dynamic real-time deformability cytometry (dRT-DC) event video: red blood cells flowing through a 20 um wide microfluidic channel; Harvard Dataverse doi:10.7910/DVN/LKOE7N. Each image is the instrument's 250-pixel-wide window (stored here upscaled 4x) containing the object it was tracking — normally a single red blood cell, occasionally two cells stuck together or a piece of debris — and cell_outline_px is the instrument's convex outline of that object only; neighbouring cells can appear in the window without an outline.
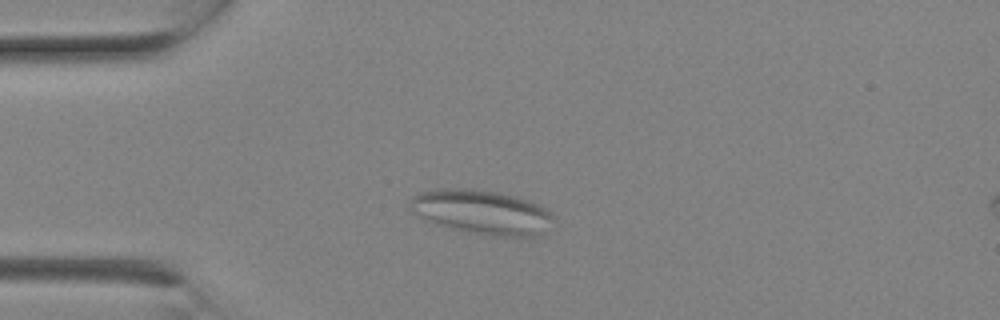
{"species": "Egyptian fruit bat (a non-hibernating species)", "species_latin": "Rousettus aegyptiacus", "temperature_condition": "room temperature", "stored_images_in_passage": 3, "segment_of_instrument_passage": [1, 2], "camera_frame_rate_fps": 3000, "um_per_image_px": 0.085, "animal": {"sex": "female"}, "frame": {"image": 1, "passage_image": 2, "time_ms": 0.333, "image_size_px": [1000, 320], "cell_outline_px": [[552, 216], [540, 232], [532, 236], [492, 236], [452, 228], [436, 224], [412, 212], [408, 204], [412, 196], [416, 192], [436, 188], [476, 188], [516, 196], [540, 204], [552, 212]], "centroid_in_image_um": [40.86, 17.98], "position_along_channel_um": 44.1, "area_um2": 36.76}}